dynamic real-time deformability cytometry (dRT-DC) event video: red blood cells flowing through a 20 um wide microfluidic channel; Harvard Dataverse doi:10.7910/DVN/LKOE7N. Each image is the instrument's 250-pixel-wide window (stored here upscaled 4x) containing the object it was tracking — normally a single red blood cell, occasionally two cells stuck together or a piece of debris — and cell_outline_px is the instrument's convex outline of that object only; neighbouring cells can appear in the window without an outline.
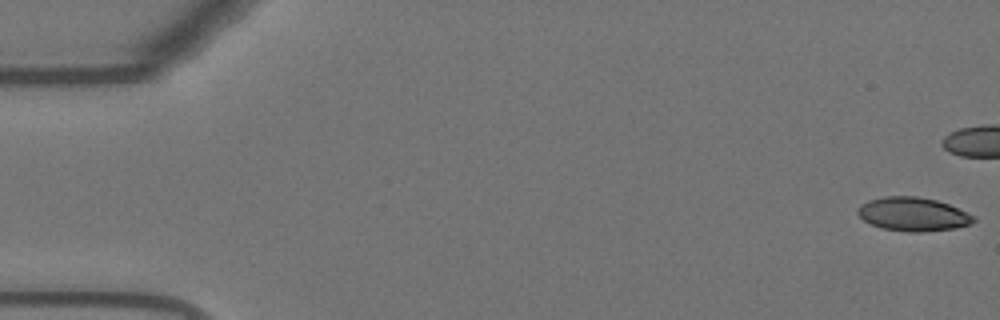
{"species": "Egyptian fruit bat (a non-hibernating species)", "species_latin": "Rousettus aegyptiacus", "temperature_condition": "warm", "stored_images_in_passage": 43, "camera_frame_rate_fps": 3000, "um_per_image_px": 0.085, "animal": {"sex": "female"}, "frame": {"image": 1, "passage_image": 1, "time_ms": 0.0, "image_size_px": [1000, 320], "cell_outline_px": [[976, 220], [972, 224], [956, 228], [920, 232], [908, 232], [880, 228], [864, 220], [856, 212], [856, 208], [860, 204], [868, 200], [884, 196], [916, 196], [936, 200], [948, 204], [976, 216]], "centroid_in_image_um": [77.6, 18.2], "position_along_channel_um": 7.4, "area_um2": 22.95}}
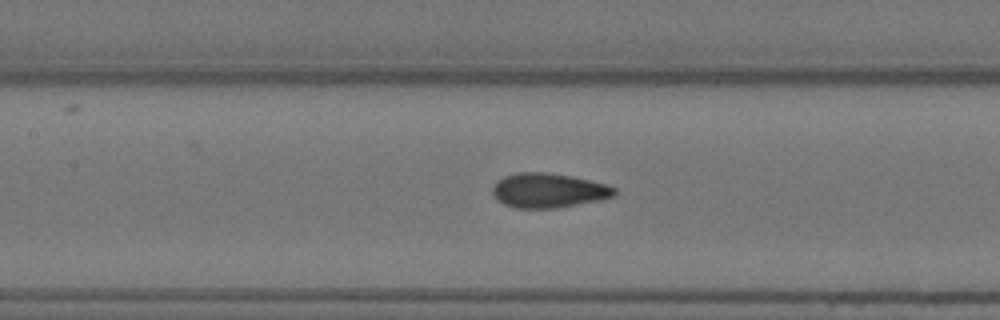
{"frame": {"image": 2, "passage_image": 25, "time_ms": 8.0, "image_size_px": [1000, 320], "cell_outline_px": [[616, 196], [556, 208], [516, 208], [504, 204], [492, 192], [492, 188], [504, 176], [520, 172], [544, 172], [568, 176], [608, 184], [616, 188]], "centroid_in_image_um": [46.64, 16.19], "position_along_channel_um": 160.8, "area_um2": 24.04}}
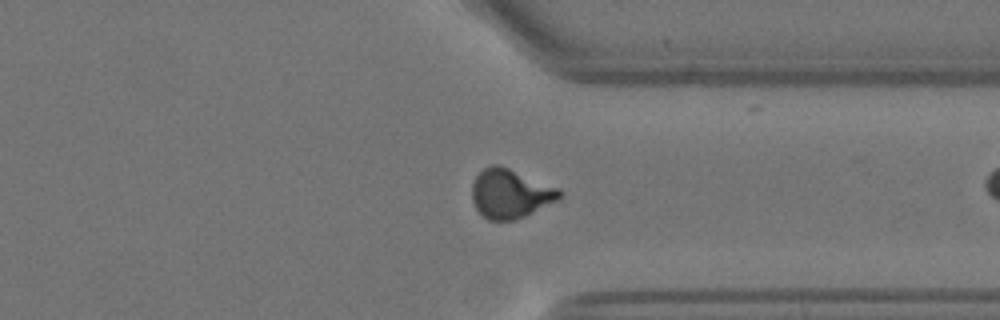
{"frame": {"image": 3, "passage_image": 42, "time_ms": 13.667, "image_size_px": [1000, 320], "cell_outline_px": [[564, 192], [556, 200], [524, 216], [512, 220], [488, 220], [476, 208], [472, 200], [472, 184], [476, 176], [484, 168], [492, 164], [496, 164], [508, 168], [560, 188]], "centroid_in_image_um": [43.36, 16.45], "position_along_channel_um": 368.0, "area_um2": 24.68}}